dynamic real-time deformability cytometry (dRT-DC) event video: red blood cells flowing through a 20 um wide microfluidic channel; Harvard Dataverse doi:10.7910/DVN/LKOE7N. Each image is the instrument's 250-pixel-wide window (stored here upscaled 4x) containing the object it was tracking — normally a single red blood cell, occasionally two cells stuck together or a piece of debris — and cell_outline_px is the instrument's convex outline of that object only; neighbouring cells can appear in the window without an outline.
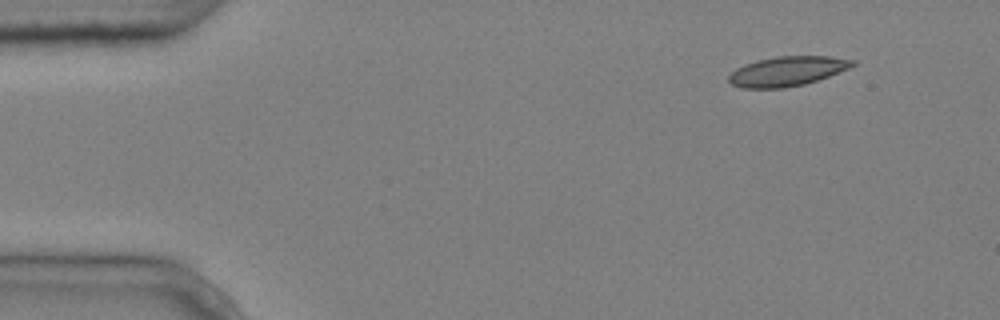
{"species": "common noctule bat (a hibernating species)", "species_latin": "Nyctalus noctula", "temperature_condition": "cold", "stored_images_in_passage": 5, "camera_frame_rate_fps": 3000, "um_per_image_px": 0.085, "animal": {"sex": "male", "body_mass_g": 20.4}, "frame": {"image": 1, "passage_image": 1, "time_ms": 0.0, "image_size_px": [1000, 320], "cell_outline_px": [[856, 64], [848, 68], [828, 76], [804, 84], [784, 88], [740, 88], [732, 84], [728, 80], [728, 76], [736, 68], [744, 64], [756, 60], [776, 56], [832, 56], [856, 60]], "centroid_in_image_um": [66.89, 6.04], "position_along_channel_um": 18.1, "area_um2": 21.39}}
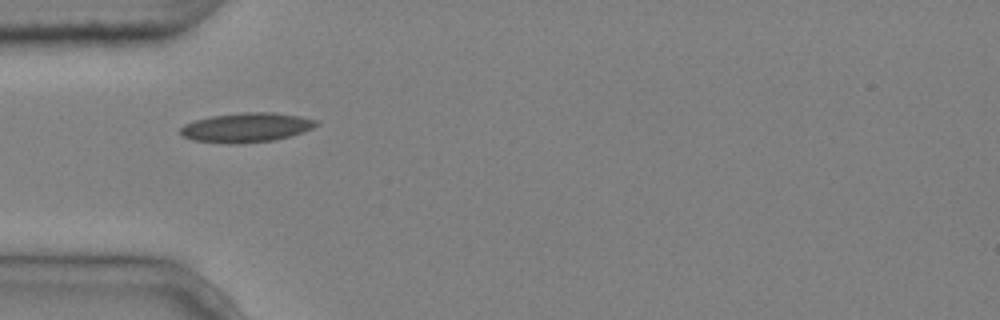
{"frame": {"image": 2, "passage_image": 4, "time_ms": 1.0, "image_size_px": [1000, 320], "cell_outline_px": [[320, 124], [304, 132], [272, 140], [236, 144], [228, 144], [192, 140], [180, 136], [180, 128], [184, 124], [196, 120], [212, 116], [240, 112], [272, 112], [300, 116], [316, 120]], "centroid_in_image_um": [20.92, 10.84], "position_along_channel_um": 64.1, "area_um2": 23.35}}